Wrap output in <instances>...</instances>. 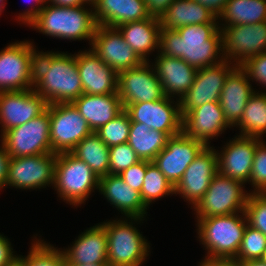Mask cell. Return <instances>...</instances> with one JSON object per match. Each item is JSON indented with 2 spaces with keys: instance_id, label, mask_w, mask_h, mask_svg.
<instances>
[{
  "instance_id": "cell-46",
  "label": "cell",
  "mask_w": 266,
  "mask_h": 266,
  "mask_svg": "<svg viewBox=\"0 0 266 266\" xmlns=\"http://www.w3.org/2000/svg\"><path fill=\"white\" fill-rule=\"evenodd\" d=\"M0 190L6 188V180L8 176V164L10 161V156L6 151L3 141L0 139Z\"/></svg>"
},
{
  "instance_id": "cell-33",
  "label": "cell",
  "mask_w": 266,
  "mask_h": 266,
  "mask_svg": "<svg viewBox=\"0 0 266 266\" xmlns=\"http://www.w3.org/2000/svg\"><path fill=\"white\" fill-rule=\"evenodd\" d=\"M239 135L264 139L266 134V89L255 90L246 103L242 117L235 126Z\"/></svg>"
},
{
  "instance_id": "cell-19",
  "label": "cell",
  "mask_w": 266,
  "mask_h": 266,
  "mask_svg": "<svg viewBox=\"0 0 266 266\" xmlns=\"http://www.w3.org/2000/svg\"><path fill=\"white\" fill-rule=\"evenodd\" d=\"M235 67V64L223 60L216 65L197 69L193 85L180 100V111L219 102L225 79Z\"/></svg>"
},
{
  "instance_id": "cell-50",
  "label": "cell",
  "mask_w": 266,
  "mask_h": 266,
  "mask_svg": "<svg viewBox=\"0 0 266 266\" xmlns=\"http://www.w3.org/2000/svg\"><path fill=\"white\" fill-rule=\"evenodd\" d=\"M46 3L58 7H79L80 0H46Z\"/></svg>"
},
{
  "instance_id": "cell-39",
  "label": "cell",
  "mask_w": 266,
  "mask_h": 266,
  "mask_svg": "<svg viewBox=\"0 0 266 266\" xmlns=\"http://www.w3.org/2000/svg\"><path fill=\"white\" fill-rule=\"evenodd\" d=\"M244 212L248 225L266 236V193H250Z\"/></svg>"
},
{
  "instance_id": "cell-51",
  "label": "cell",
  "mask_w": 266,
  "mask_h": 266,
  "mask_svg": "<svg viewBox=\"0 0 266 266\" xmlns=\"http://www.w3.org/2000/svg\"><path fill=\"white\" fill-rule=\"evenodd\" d=\"M100 0H80V6L91 9L93 12L98 7Z\"/></svg>"
},
{
  "instance_id": "cell-11",
  "label": "cell",
  "mask_w": 266,
  "mask_h": 266,
  "mask_svg": "<svg viewBox=\"0 0 266 266\" xmlns=\"http://www.w3.org/2000/svg\"><path fill=\"white\" fill-rule=\"evenodd\" d=\"M52 153L71 152L92 133L86 120L72 103L49 104Z\"/></svg>"
},
{
  "instance_id": "cell-26",
  "label": "cell",
  "mask_w": 266,
  "mask_h": 266,
  "mask_svg": "<svg viewBox=\"0 0 266 266\" xmlns=\"http://www.w3.org/2000/svg\"><path fill=\"white\" fill-rule=\"evenodd\" d=\"M253 87L240 66H236L226 77L219 103L225 120L232 128L239 123L248 99L255 92Z\"/></svg>"
},
{
  "instance_id": "cell-29",
  "label": "cell",
  "mask_w": 266,
  "mask_h": 266,
  "mask_svg": "<svg viewBox=\"0 0 266 266\" xmlns=\"http://www.w3.org/2000/svg\"><path fill=\"white\" fill-rule=\"evenodd\" d=\"M94 17L97 25L118 27L151 16L144 0H100Z\"/></svg>"
},
{
  "instance_id": "cell-3",
  "label": "cell",
  "mask_w": 266,
  "mask_h": 266,
  "mask_svg": "<svg viewBox=\"0 0 266 266\" xmlns=\"http://www.w3.org/2000/svg\"><path fill=\"white\" fill-rule=\"evenodd\" d=\"M27 27L53 39L87 40L91 46L97 22L94 12L83 6L58 7L46 3Z\"/></svg>"
},
{
  "instance_id": "cell-27",
  "label": "cell",
  "mask_w": 266,
  "mask_h": 266,
  "mask_svg": "<svg viewBox=\"0 0 266 266\" xmlns=\"http://www.w3.org/2000/svg\"><path fill=\"white\" fill-rule=\"evenodd\" d=\"M72 104L86 120L92 132H96L124 110L118 93L106 95L83 93Z\"/></svg>"
},
{
  "instance_id": "cell-43",
  "label": "cell",
  "mask_w": 266,
  "mask_h": 266,
  "mask_svg": "<svg viewBox=\"0 0 266 266\" xmlns=\"http://www.w3.org/2000/svg\"><path fill=\"white\" fill-rule=\"evenodd\" d=\"M147 170V161L141 160L138 163L130 166L119 176L134 190L141 191L142 184L144 182V176Z\"/></svg>"
},
{
  "instance_id": "cell-47",
  "label": "cell",
  "mask_w": 266,
  "mask_h": 266,
  "mask_svg": "<svg viewBox=\"0 0 266 266\" xmlns=\"http://www.w3.org/2000/svg\"><path fill=\"white\" fill-rule=\"evenodd\" d=\"M144 1L150 16L160 18V16L168 9V6L174 0H144Z\"/></svg>"
},
{
  "instance_id": "cell-5",
  "label": "cell",
  "mask_w": 266,
  "mask_h": 266,
  "mask_svg": "<svg viewBox=\"0 0 266 266\" xmlns=\"http://www.w3.org/2000/svg\"><path fill=\"white\" fill-rule=\"evenodd\" d=\"M144 220L141 217H116L115 220L100 222L105 227L107 235L108 266L144 265L151 253V246L135 225H141Z\"/></svg>"
},
{
  "instance_id": "cell-56",
  "label": "cell",
  "mask_w": 266,
  "mask_h": 266,
  "mask_svg": "<svg viewBox=\"0 0 266 266\" xmlns=\"http://www.w3.org/2000/svg\"><path fill=\"white\" fill-rule=\"evenodd\" d=\"M262 260L266 262V249H265L264 255L262 257Z\"/></svg>"
},
{
  "instance_id": "cell-55",
  "label": "cell",
  "mask_w": 266,
  "mask_h": 266,
  "mask_svg": "<svg viewBox=\"0 0 266 266\" xmlns=\"http://www.w3.org/2000/svg\"><path fill=\"white\" fill-rule=\"evenodd\" d=\"M10 266H23L22 263L17 259L12 265Z\"/></svg>"
},
{
  "instance_id": "cell-49",
  "label": "cell",
  "mask_w": 266,
  "mask_h": 266,
  "mask_svg": "<svg viewBox=\"0 0 266 266\" xmlns=\"http://www.w3.org/2000/svg\"><path fill=\"white\" fill-rule=\"evenodd\" d=\"M198 266H240L235 260L204 258Z\"/></svg>"
},
{
  "instance_id": "cell-44",
  "label": "cell",
  "mask_w": 266,
  "mask_h": 266,
  "mask_svg": "<svg viewBox=\"0 0 266 266\" xmlns=\"http://www.w3.org/2000/svg\"><path fill=\"white\" fill-rule=\"evenodd\" d=\"M9 239L0 233V266H10L18 259Z\"/></svg>"
},
{
  "instance_id": "cell-17",
  "label": "cell",
  "mask_w": 266,
  "mask_h": 266,
  "mask_svg": "<svg viewBox=\"0 0 266 266\" xmlns=\"http://www.w3.org/2000/svg\"><path fill=\"white\" fill-rule=\"evenodd\" d=\"M90 48L117 74L143 63L117 27L97 25Z\"/></svg>"
},
{
  "instance_id": "cell-23",
  "label": "cell",
  "mask_w": 266,
  "mask_h": 266,
  "mask_svg": "<svg viewBox=\"0 0 266 266\" xmlns=\"http://www.w3.org/2000/svg\"><path fill=\"white\" fill-rule=\"evenodd\" d=\"M150 61L167 97L181 100L193 85L197 69L184 60L158 52Z\"/></svg>"
},
{
  "instance_id": "cell-38",
  "label": "cell",
  "mask_w": 266,
  "mask_h": 266,
  "mask_svg": "<svg viewBox=\"0 0 266 266\" xmlns=\"http://www.w3.org/2000/svg\"><path fill=\"white\" fill-rule=\"evenodd\" d=\"M266 249V236L247 224L245 228L242 243L236 258L234 259L238 264L262 259Z\"/></svg>"
},
{
  "instance_id": "cell-8",
  "label": "cell",
  "mask_w": 266,
  "mask_h": 266,
  "mask_svg": "<svg viewBox=\"0 0 266 266\" xmlns=\"http://www.w3.org/2000/svg\"><path fill=\"white\" fill-rule=\"evenodd\" d=\"M31 40L16 41L0 50V92L33 88L37 47Z\"/></svg>"
},
{
  "instance_id": "cell-41",
  "label": "cell",
  "mask_w": 266,
  "mask_h": 266,
  "mask_svg": "<svg viewBox=\"0 0 266 266\" xmlns=\"http://www.w3.org/2000/svg\"><path fill=\"white\" fill-rule=\"evenodd\" d=\"M109 156V174L119 175L130 166L141 161L127 142L110 147Z\"/></svg>"
},
{
  "instance_id": "cell-9",
  "label": "cell",
  "mask_w": 266,
  "mask_h": 266,
  "mask_svg": "<svg viewBox=\"0 0 266 266\" xmlns=\"http://www.w3.org/2000/svg\"><path fill=\"white\" fill-rule=\"evenodd\" d=\"M0 138L11 158L52 153L49 104L39 116L7 130Z\"/></svg>"
},
{
  "instance_id": "cell-40",
  "label": "cell",
  "mask_w": 266,
  "mask_h": 266,
  "mask_svg": "<svg viewBox=\"0 0 266 266\" xmlns=\"http://www.w3.org/2000/svg\"><path fill=\"white\" fill-rule=\"evenodd\" d=\"M248 184L253 188L250 193H266V141L263 139L255 149Z\"/></svg>"
},
{
  "instance_id": "cell-6",
  "label": "cell",
  "mask_w": 266,
  "mask_h": 266,
  "mask_svg": "<svg viewBox=\"0 0 266 266\" xmlns=\"http://www.w3.org/2000/svg\"><path fill=\"white\" fill-rule=\"evenodd\" d=\"M98 185L99 178L84 161L71 152L57 154L53 188L58 198L78 208L98 191Z\"/></svg>"
},
{
  "instance_id": "cell-54",
  "label": "cell",
  "mask_w": 266,
  "mask_h": 266,
  "mask_svg": "<svg viewBox=\"0 0 266 266\" xmlns=\"http://www.w3.org/2000/svg\"><path fill=\"white\" fill-rule=\"evenodd\" d=\"M6 0H0V15L2 14V12L4 11L5 9V4Z\"/></svg>"
},
{
  "instance_id": "cell-14",
  "label": "cell",
  "mask_w": 266,
  "mask_h": 266,
  "mask_svg": "<svg viewBox=\"0 0 266 266\" xmlns=\"http://www.w3.org/2000/svg\"><path fill=\"white\" fill-rule=\"evenodd\" d=\"M117 93L123 108L133 103L157 101L165 96L150 61L118 73Z\"/></svg>"
},
{
  "instance_id": "cell-4",
  "label": "cell",
  "mask_w": 266,
  "mask_h": 266,
  "mask_svg": "<svg viewBox=\"0 0 266 266\" xmlns=\"http://www.w3.org/2000/svg\"><path fill=\"white\" fill-rule=\"evenodd\" d=\"M195 219L197 238L206 250L203 258L234 260L248 224L245 212Z\"/></svg>"
},
{
  "instance_id": "cell-2",
  "label": "cell",
  "mask_w": 266,
  "mask_h": 266,
  "mask_svg": "<svg viewBox=\"0 0 266 266\" xmlns=\"http://www.w3.org/2000/svg\"><path fill=\"white\" fill-rule=\"evenodd\" d=\"M48 104L72 103L83 94L75 53L39 51L34 62L33 88Z\"/></svg>"
},
{
  "instance_id": "cell-52",
  "label": "cell",
  "mask_w": 266,
  "mask_h": 266,
  "mask_svg": "<svg viewBox=\"0 0 266 266\" xmlns=\"http://www.w3.org/2000/svg\"><path fill=\"white\" fill-rule=\"evenodd\" d=\"M240 266H266V262L262 259L250 260L239 264Z\"/></svg>"
},
{
  "instance_id": "cell-12",
  "label": "cell",
  "mask_w": 266,
  "mask_h": 266,
  "mask_svg": "<svg viewBox=\"0 0 266 266\" xmlns=\"http://www.w3.org/2000/svg\"><path fill=\"white\" fill-rule=\"evenodd\" d=\"M224 60L241 66L247 59L266 52V21L257 24L222 26Z\"/></svg>"
},
{
  "instance_id": "cell-37",
  "label": "cell",
  "mask_w": 266,
  "mask_h": 266,
  "mask_svg": "<svg viewBox=\"0 0 266 266\" xmlns=\"http://www.w3.org/2000/svg\"><path fill=\"white\" fill-rule=\"evenodd\" d=\"M130 123L128 113L123 110L107 124L101 126L95 133L110 148L128 141Z\"/></svg>"
},
{
  "instance_id": "cell-16",
  "label": "cell",
  "mask_w": 266,
  "mask_h": 266,
  "mask_svg": "<svg viewBox=\"0 0 266 266\" xmlns=\"http://www.w3.org/2000/svg\"><path fill=\"white\" fill-rule=\"evenodd\" d=\"M218 173V158L214 146H206L187 167L174 187L175 195L191 204L192 209L206 193L212 178Z\"/></svg>"
},
{
  "instance_id": "cell-21",
  "label": "cell",
  "mask_w": 266,
  "mask_h": 266,
  "mask_svg": "<svg viewBox=\"0 0 266 266\" xmlns=\"http://www.w3.org/2000/svg\"><path fill=\"white\" fill-rule=\"evenodd\" d=\"M182 115V132L210 146L228 128H232L225 120L219 102H210L190 111H180ZM216 137V138H215Z\"/></svg>"
},
{
  "instance_id": "cell-32",
  "label": "cell",
  "mask_w": 266,
  "mask_h": 266,
  "mask_svg": "<svg viewBox=\"0 0 266 266\" xmlns=\"http://www.w3.org/2000/svg\"><path fill=\"white\" fill-rule=\"evenodd\" d=\"M265 21L266 0H228L223 12L218 17L219 28L240 24H257Z\"/></svg>"
},
{
  "instance_id": "cell-53",
  "label": "cell",
  "mask_w": 266,
  "mask_h": 266,
  "mask_svg": "<svg viewBox=\"0 0 266 266\" xmlns=\"http://www.w3.org/2000/svg\"><path fill=\"white\" fill-rule=\"evenodd\" d=\"M66 266H108V264H82V265L66 264Z\"/></svg>"
},
{
  "instance_id": "cell-30",
  "label": "cell",
  "mask_w": 266,
  "mask_h": 266,
  "mask_svg": "<svg viewBox=\"0 0 266 266\" xmlns=\"http://www.w3.org/2000/svg\"><path fill=\"white\" fill-rule=\"evenodd\" d=\"M159 21L161 29L169 30L194 24H218V18L194 0H174Z\"/></svg>"
},
{
  "instance_id": "cell-35",
  "label": "cell",
  "mask_w": 266,
  "mask_h": 266,
  "mask_svg": "<svg viewBox=\"0 0 266 266\" xmlns=\"http://www.w3.org/2000/svg\"><path fill=\"white\" fill-rule=\"evenodd\" d=\"M34 235L27 256L18 255L23 266H66V258L58 247Z\"/></svg>"
},
{
  "instance_id": "cell-36",
  "label": "cell",
  "mask_w": 266,
  "mask_h": 266,
  "mask_svg": "<svg viewBox=\"0 0 266 266\" xmlns=\"http://www.w3.org/2000/svg\"><path fill=\"white\" fill-rule=\"evenodd\" d=\"M144 204L149 206L163 197L175 195L174 186L164 174L153 164L147 161V170L140 191Z\"/></svg>"
},
{
  "instance_id": "cell-45",
  "label": "cell",
  "mask_w": 266,
  "mask_h": 266,
  "mask_svg": "<svg viewBox=\"0 0 266 266\" xmlns=\"http://www.w3.org/2000/svg\"><path fill=\"white\" fill-rule=\"evenodd\" d=\"M30 1H34L33 3H31L32 5L24 10L23 12L17 13L15 16L16 21H19V24H23L28 26L38 15L40 10L44 7V5L46 4V0H28Z\"/></svg>"
},
{
  "instance_id": "cell-22",
  "label": "cell",
  "mask_w": 266,
  "mask_h": 266,
  "mask_svg": "<svg viewBox=\"0 0 266 266\" xmlns=\"http://www.w3.org/2000/svg\"><path fill=\"white\" fill-rule=\"evenodd\" d=\"M75 57L83 93L92 95L117 93L118 74L90 47L88 50L75 52Z\"/></svg>"
},
{
  "instance_id": "cell-1",
  "label": "cell",
  "mask_w": 266,
  "mask_h": 266,
  "mask_svg": "<svg viewBox=\"0 0 266 266\" xmlns=\"http://www.w3.org/2000/svg\"><path fill=\"white\" fill-rule=\"evenodd\" d=\"M159 52L180 58L196 69L216 65L224 60L219 24L160 29Z\"/></svg>"
},
{
  "instance_id": "cell-18",
  "label": "cell",
  "mask_w": 266,
  "mask_h": 266,
  "mask_svg": "<svg viewBox=\"0 0 266 266\" xmlns=\"http://www.w3.org/2000/svg\"><path fill=\"white\" fill-rule=\"evenodd\" d=\"M47 106V101L33 89L0 92V137L39 116Z\"/></svg>"
},
{
  "instance_id": "cell-24",
  "label": "cell",
  "mask_w": 266,
  "mask_h": 266,
  "mask_svg": "<svg viewBox=\"0 0 266 266\" xmlns=\"http://www.w3.org/2000/svg\"><path fill=\"white\" fill-rule=\"evenodd\" d=\"M68 248H61L66 264H108L107 235L101 223L87 228Z\"/></svg>"
},
{
  "instance_id": "cell-31",
  "label": "cell",
  "mask_w": 266,
  "mask_h": 266,
  "mask_svg": "<svg viewBox=\"0 0 266 266\" xmlns=\"http://www.w3.org/2000/svg\"><path fill=\"white\" fill-rule=\"evenodd\" d=\"M169 138L167 133L151 129L143 123L131 121L127 143L140 160L152 162L165 148Z\"/></svg>"
},
{
  "instance_id": "cell-10",
  "label": "cell",
  "mask_w": 266,
  "mask_h": 266,
  "mask_svg": "<svg viewBox=\"0 0 266 266\" xmlns=\"http://www.w3.org/2000/svg\"><path fill=\"white\" fill-rule=\"evenodd\" d=\"M56 157V153H48L10 158L6 188L31 191L52 186L53 189Z\"/></svg>"
},
{
  "instance_id": "cell-28",
  "label": "cell",
  "mask_w": 266,
  "mask_h": 266,
  "mask_svg": "<svg viewBox=\"0 0 266 266\" xmlns=\"http://www.w3.org/2000/svg\"><path fill=\"white\" fill-rule=\"evenodd\" d=\"M127 44L143 62H149L150 54L159 52L160 21L157 17L121 24L117 27Z\"/></svg>"
},
{
  "instance_id": "cell-7",
  "label": "cell",
  "mask_w": 266,
  "mask_h": 266,
  "mask_svg": "<svg viewBox=\"0 0 266 266\" xmlns=\"http://www.w3.org/2000/svg\"><path fill=\"white\" fill-rule=\"evenodd\" d=\"M239 180L217 173L199 200L192 208L196 218H208L244 212L250 191Z\"/></svg>"
},
{
  "instance_id": "cell-13",
  "label": "cell",
  "mask_w": 266,
  "mask_h": 266,
  "mask_svg": "<svg viewBox=\"0 0 266 266\" xmlns=\"http://www.w3.org/2000/svg\"><path fill=\"white\" fill-rule=\"evenodd\" d=\"M174 100L165 95L157 101L127 105L124 110L128 113L130 121L143 123L172 137L182 132L180 100Z\"/></svg>"
},
{
  "instance_id": "cell-48",
  "label": "cell",
  "mask_w": 266,
  "mask_h": 266,
  "mask_svg": "<svg viewBox=\"0 0 266 266\" xmlns=\"http://www.w3.org/2000/svg\"><path fill=\"white\" fill-rule=\"evenodd\" d=\"M212 12L217 18L223 12L228 0H194Z\"/></svg>"
},
{
  "instance_id": "cell-25",
  "label": "cell",
  "mask_w": 266,
  "mask_h": 266,
  "mask_svg": "<svg viewBox=\"0 0 266 266\" xmlns=\"http://www.w3.org/2000/svg\"><path fill=\"white\" fill-rule=\"evenodd\" d=\"M98 192L117 209L123 217H147V209L140 192L131 188L118 174L99 178Z\"/></svg>"
},
{
  "instance_id": "cell-15",
  "label": "cell",
  "mask_w": 266,
  "mask_h": 266,
  "mask_svg": "<svg viewBox=\"0 0 266 266\" xmlns=\"http://www.w3.org/2000/svg\"><path fill=\"white\" fill-rule=\"evenodd\" d=\"M205 147L203 142L181 132L168 139L165 148L152 162L175 187L187 167Z\"/></svg>"
},
{
  "instance_id": "cell-34",
  "label": "cell",
  "mask_w": 266,
  "mask_h": 266,
  "mask_svg": "<svg viewBox=\"0 0 266 266\" xmlns=\"http://www.w3.org/2000/svg\"><path fill=\"white\" fill-rule=\"evenodd\" d=\"M71 153L84 161L98 178L109 174V147L95 132L84 137Z\"/></svg>"
},
{
  "instance_id": "cell-42",
  "label": "cell",
  "mask_w": 266,
  "mask_h": 266,
  "mask_svg": "<svg viewBox=\"0 0 266 266\" xmlns=\"http://www.w3.org/2000/svg\"><path fill=\"white\" fill-rule=\"evenodd\" d=\"M252 81L265 89L266 87V52L250 57L240 66Z\"/></svg>"
},
{
  "instance_id": "cell-20",
  "label": "cell",
  "mask_w": 266,
  "mask_h": 266,
  "mask_svg": "<svg viewBox=\"0 0 266 266\" xmlns=\"http://www.w3.org/2000/svg\"><path fill=\"white\" fill-rule=\"evenodd\" d=\"M262 139L235 135L221 148L215 149L218 158V173L247 184L257 144Z\"/></svg>"
}]
</instances>
